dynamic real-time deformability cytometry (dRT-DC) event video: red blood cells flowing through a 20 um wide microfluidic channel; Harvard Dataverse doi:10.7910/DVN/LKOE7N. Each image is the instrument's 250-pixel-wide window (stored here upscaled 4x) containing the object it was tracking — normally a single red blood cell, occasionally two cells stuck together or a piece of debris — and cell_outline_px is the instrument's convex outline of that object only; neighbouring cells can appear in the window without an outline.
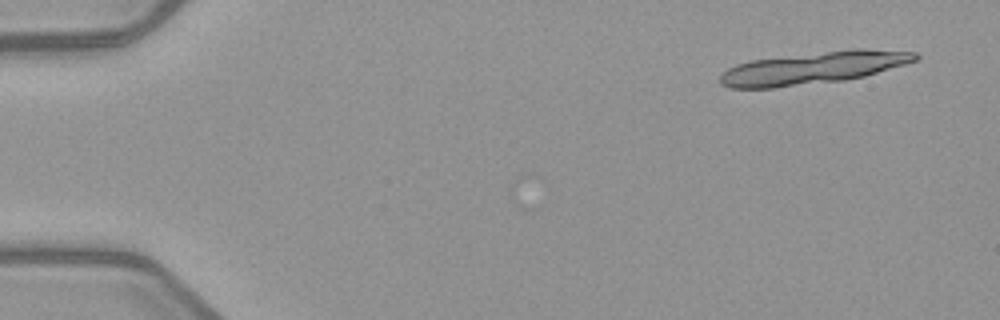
{"species": "common noctule bat (a hibernating species)", "species_latin": "Nyctalus noctula", "temperature_condition": "warm", "stored_images_in_passage": 4, "camera_frame_rate_fps": 3000, "um_per_image_px": 0.085, "animal": {"sex": "female", "body_mass_g": 21.9}, "frame": {"image": 1, "passage_image": 1, "time_ms": 0.0, "image_size_px": [1000, 320], "cell_outline_px": [[920, 56], [916, 60], [904, 64], [864, 76], [844, 80], [772, 88], [732, 88], [720, 84], [720, 76], [728, 68], [736, 64], [752, 60], [856, 48], [864, 48], [916, 52]], "centroid_in_image_um": [69.13, 5.77], "position_along_channel_um": 15.9, "area_um2": 36.3}}